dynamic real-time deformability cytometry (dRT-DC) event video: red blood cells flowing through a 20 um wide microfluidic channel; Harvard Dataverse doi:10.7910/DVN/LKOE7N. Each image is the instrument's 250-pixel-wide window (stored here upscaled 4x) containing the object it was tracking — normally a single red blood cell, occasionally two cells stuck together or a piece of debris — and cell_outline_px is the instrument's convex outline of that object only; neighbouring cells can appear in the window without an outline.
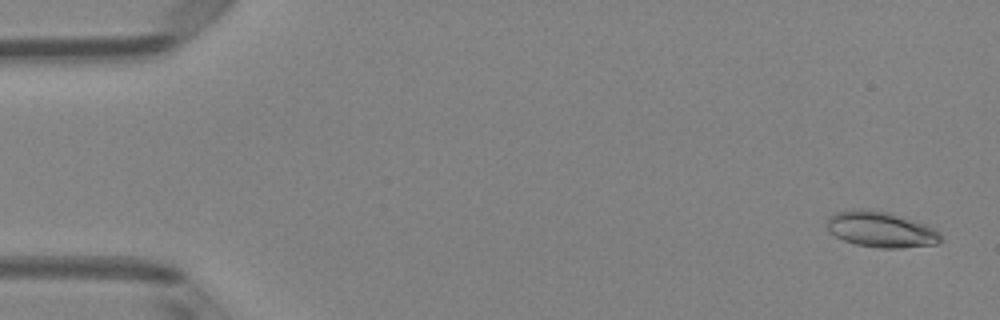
{"species": "Egyptian fruit bat (a non-hibernating species)", "species_latin": "Rousettus aegyptiacus", "temperature_condition": "room temperature", "stored_images_in_passage": 51, "camera_frame_rate_fps": 3000, "um_per_image_px": 0.085, "animal": {"sex": "female"}, "frame": {"image": 1, "passage_image": 2, "time_ms": 0.333, "image_size_px": [1000, 320], "cell_outline_px": [[944, 240], [940, 244], [900, 248], [880, 248], [856, 244], [844, 240], [828, 232], [828, 216], [836, 212], [860, 208], [864, 208], [888, 212], [928, 224], [936, 228], [940, 232]], "centroid_in_image_um": [74.95, 19.5], "position_along_channel_um": 10.0, "area_um2": 24.1}}
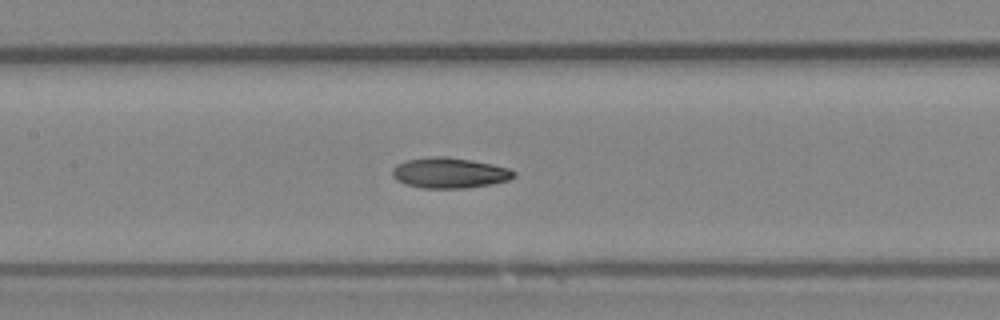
{"frame": {"image": 2, "passage_image": 24, "time_ms": 7.667, "image_size_px": [1000, 320], "cell_outline_px": [[516, 176], [508, 180], [492, 184], [468, 188], [424, 188], [404, 184], [396, 180], [392, 176], [392, 168], [396, 164], [404, 160], [428, 156], [444, 156], [472, 160], [492, 164], [508, 168], [516, 172]], "centroid_in_image_um": [38.18, 14.69], "position_along_channel_um": 169.2, "area_um2": 21.91}}
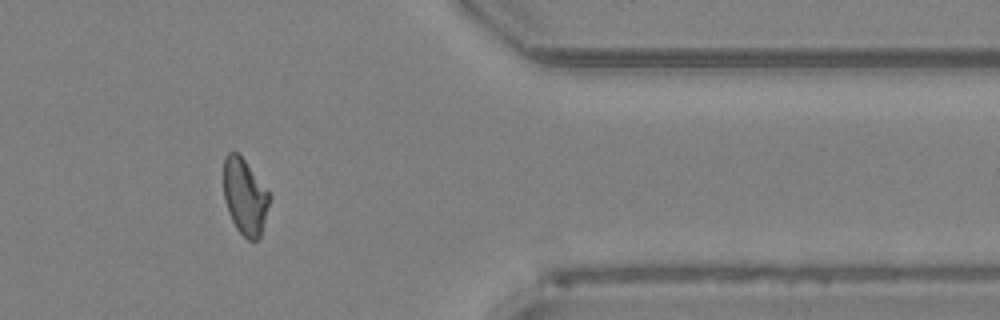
{"frame": {"image": 3, "passage_image": 42, "time_ms": 13.667, "image_size_px": [1000, 320], "cell_outline_px": [[272, 196], [260, 236], [256, 240], [248, 240], [236, 228], [228, 212], [224, 200], [224, 156], [228, 152], [236, 152], [244, 160], [272, 192]], "centroid_in_image_um": [20.84, 16.7], "position_along_channel_um": 390.6, "area_um2": 20.58}, "authors_computed_cell_mechanics": {"area_um2": 21.2704, "velocity_mm_per_s": 4.0215, "shape_relaxation_time_tau1_ms": 10.0916, "shape_relaxation_time_tau2_ms": 5.3496, "deformation_change_tau1": 0.2251, "deformation_change_tau2": 0.126}}